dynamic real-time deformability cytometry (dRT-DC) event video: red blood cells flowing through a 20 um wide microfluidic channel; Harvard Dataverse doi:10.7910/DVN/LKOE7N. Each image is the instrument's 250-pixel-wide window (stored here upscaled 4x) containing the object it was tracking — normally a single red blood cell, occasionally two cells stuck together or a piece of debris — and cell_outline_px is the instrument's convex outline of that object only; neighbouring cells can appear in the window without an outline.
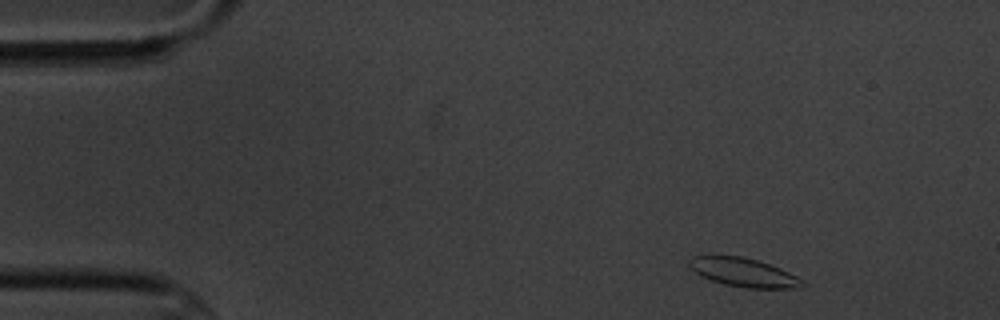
{"species": "common noctule bat (a hibernating species)", "species_latin": "Nyctalus noctula", "temperature_condition": "cold", "stored_images_in_passage": 6, "camera_frame_rate_fps": 3000, "um_per_image_px": 0.085, "animal": {"sex": "male", "body_mass_g": 20.1, "forearm_length_mm": 53.5}, "frame": {"image": 1, "passage_image": 1, "time_ms": 0.0, "image_size_px": [1000, 320], "cell_outline_px": [[804, 284], [796, 288], [744, 288], [724, 284], [700, 276], [688, 264], [688, 260], [692, 256], [712, 252], [744, 256], [780, 268], [804, 280]], "centroid_in_image_um": [63.1, 23.1], "position_along_channel_um": 21.9, "area_um2": 19.48}}
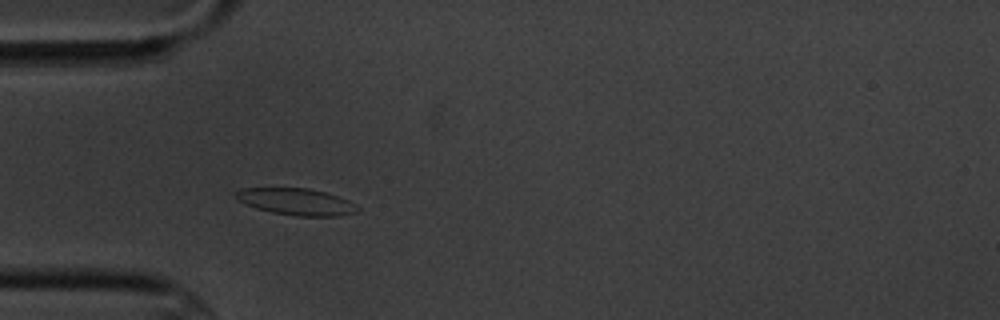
{"frame": {"image": 2, "passage_image": 4, "time_ms": 3.333, "image_size_px": [1000, 320], "cell_outline_px": [[360, 208], [356, 212], [340, 216], [296, 216], [272, 212], [256, 208], [244, 204], [236, 200], [232, 192], [240, 188], [308, 188], [324, 192], [348, 200]], "centroid_in_image_um": [25.11, 17.14], "position_along_channel_um": 59.9, "area_um2": 19.07}}
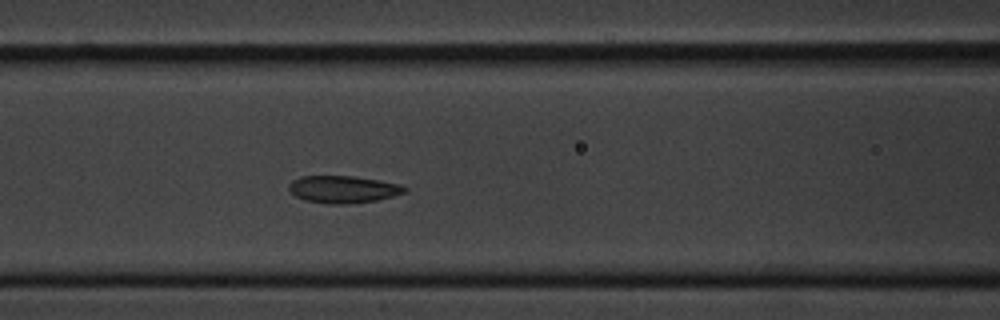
{"frame": {"image": 3, "passage_image": 6, "time_ms": 5.667, "image_size_px": [1000, 320], "cell_outline_px": [[408, 192], [376, 200], [348, 204], [328, 204], [304, 200], [296, 196], [288, 188], [288, 184], [292, 180], [300, 176], [352, 176], [400, 184], [408, 188]], "centroid_in_image_um": [29.16, 16.09], "position_along_channel_um": 137.4, "area_um2": 18.38}}